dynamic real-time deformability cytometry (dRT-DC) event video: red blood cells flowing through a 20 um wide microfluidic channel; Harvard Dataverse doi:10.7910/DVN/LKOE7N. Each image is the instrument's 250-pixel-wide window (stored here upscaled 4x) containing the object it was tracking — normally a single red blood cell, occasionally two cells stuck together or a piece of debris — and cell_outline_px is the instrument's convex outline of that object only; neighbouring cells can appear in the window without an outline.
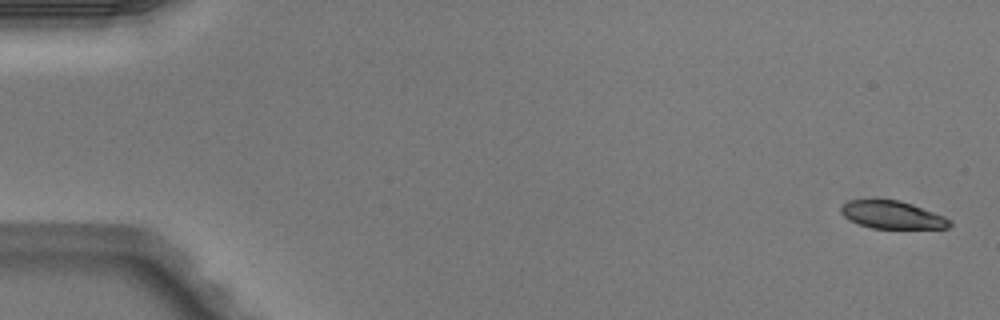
{"species": "Egyptian fruit bat (a non-hibernating species)", "species_latin": "Rousettus aegyptiacus", "temperature_condition": "warm", "stored_images_in_passage": 8, "segment_of_instrument_passage": [1, 2], "camera_frame_rate_fps": 3000, "um_per_image_px": 0.085, "animal": {"sex": "male"}, "frame": {"image": 1, "passage_image": 1, "time_ms": 0.0, "image_size_px": [1000, 320], "cell_outline_px": [[952, 224], [948, 228], [872, 228], [860, 224], [844, 216], [840, 212], [840, 204], [848, 200], [900, 200], [912, 204], [944, 216], [952, 220]], "centroid_in_image_um": [75.84, 18.26], "position_along_channel_um": 9.2, "area_um2": 17.46}}
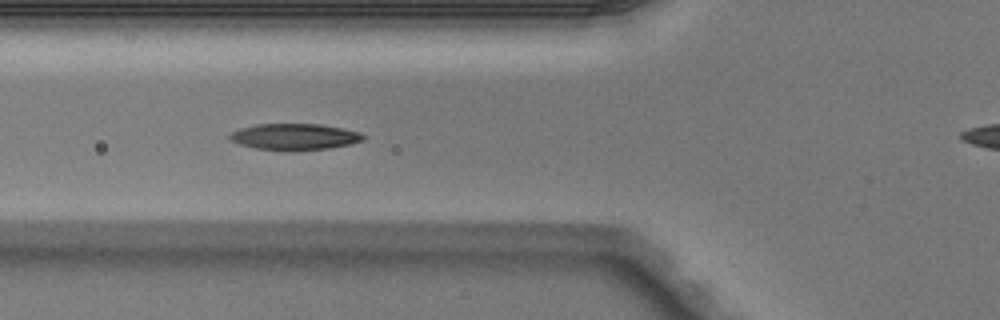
{"frame": {"image": 2, "passage_image": 6, "time_ms": 1.667, "image_size_px": [1000, 320], "cell_outline_px": [[364, 140], [348, 144], [328, 148], [292, 152], [256, 148], [240, 144], [232, 140], [228, 136], [232, 132], [240, 128], [256, 124], [320, 124], [360, 132], [364, 136]], "centroid_in_image_um": [25.02, 11.63], "position_along_channel_um": 100.8, "area_um2": 20.46}}
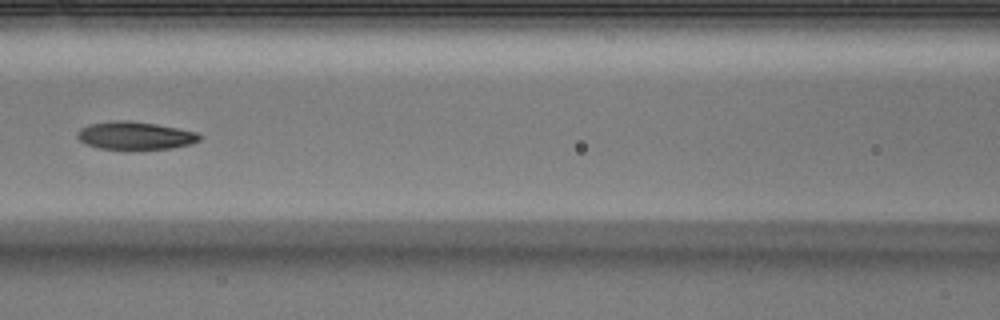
{"frame": {"image": 3, "passage_image": 7, "time_ms": 2.0, "image_size_px": [1000, 320], "cell_outline_px": [[200, 140], [192, 144], [172, 148], [100, 148], [88, 144], [80, 140], [76, 136], [76, 132], [80, 128], [88, 124], [112, 120], [128, 120], [156, 124], [196, 132], [200, 136]], "centroid_in_image_um": [11.46, 11.5], "position_along_channel_um": 155.1, "area_um2": 19.54}}